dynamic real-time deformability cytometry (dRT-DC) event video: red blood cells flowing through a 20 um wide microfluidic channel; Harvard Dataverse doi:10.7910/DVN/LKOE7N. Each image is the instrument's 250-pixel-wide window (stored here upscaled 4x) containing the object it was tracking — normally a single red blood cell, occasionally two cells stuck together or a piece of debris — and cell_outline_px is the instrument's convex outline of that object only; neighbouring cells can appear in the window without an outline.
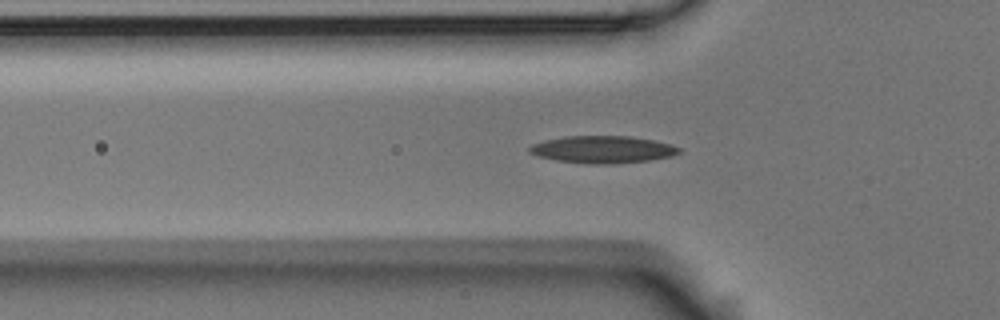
{"species": "Egyptian fruit bat (a non-hibernating species)", "species_latin": "Rousettus aegyptiacus", "temperature_condition": "room temperature", "stored_images_in_passage": 46, "camera_frame_rate_fps": 3000, "um_per_image_px": 0.085, "animal": {"sex": "male"}, "frame": {"image": 1, "passage_image": 7, "time_ms": 2.0, "image_size_px": [1000, 320], "cell_outline_px": [[680, 152], [672, 156], [648, 160], [612, 164], [592, 164], [556, 160], [536, 156], [528, 152], [528, 148], [532, 144], [544, 140], [564, 136], [628, 136], [652, 140], [668, 144], [680, 148]], "centroid_in_image_um": [51.16, 12.7], "position_along_channel_um": 74.6, "area_um2": 23.64}}
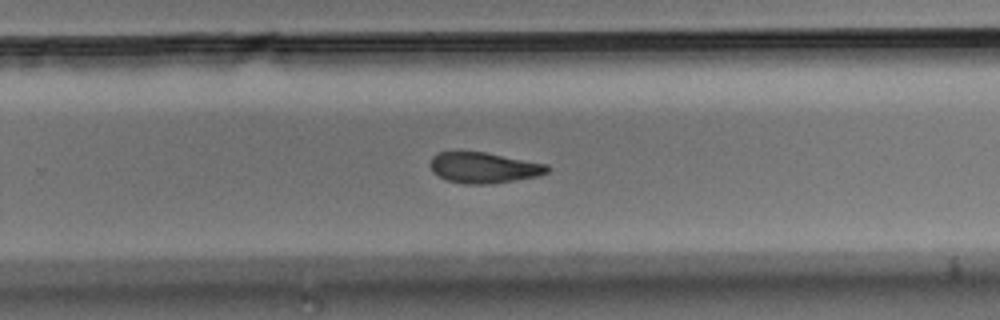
{"frame": {"image": 2, "passage_image": 25, "time_ms": 8.0, "image_size_px": [1000, 320], "cell_outline_px": [[552, 168], [548, 172], [540, 176], [492, 184], [464, 184], [448, 180], [432, 172], [432, 156], [440, 152], [484, 152], [548, 164]], "centroid_in_image_um": [41.2, 14.26], "position_along_channel_um": 288.6, "area_um2": 20.92}}
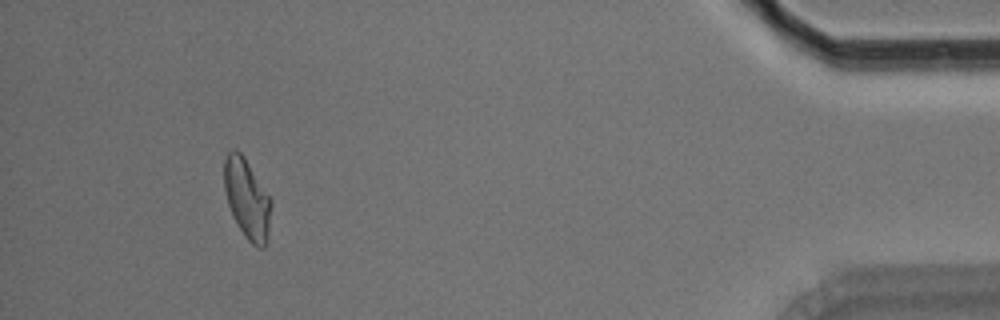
{"frame": {"image": 3, "passage_image": 41, "time_ms": 13.333, "image_size_px": [1000, 320], "cell_outline_px": [[272, 204], [268, 236], [264, 248], [260, 248], [252, 244], [244, 236], [232, 216], [228, 204], [224, 188], [224, 160], [228, 152], [232, 148], [236, 148], [244, 156], [272, 200]], "centroid_in_image_um": [21.0, 16.89], "position_along_channel_um": 414.2, "area_um2": 22.02}, "authors_computed_cell_mechanics": {"area_um2": 21.9351, "velocity_mm_per_s": 3.5593, "shape_relaxation_time_tau1_ms": 11.0754, "shape_relaxation_time_tau2_ms": 7.7525, "deformation_change_tau1": 0.2186, "deformation_change_tau2": 0.1569}}